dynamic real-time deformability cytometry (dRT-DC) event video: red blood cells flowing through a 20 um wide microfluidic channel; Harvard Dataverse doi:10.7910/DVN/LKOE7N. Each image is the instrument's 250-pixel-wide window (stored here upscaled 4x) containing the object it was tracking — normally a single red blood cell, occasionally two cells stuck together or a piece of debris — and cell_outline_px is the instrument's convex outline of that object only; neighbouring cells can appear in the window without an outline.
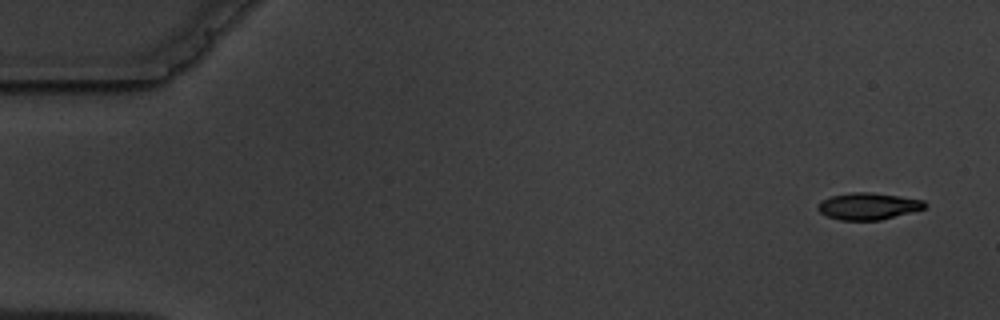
{"species": "common noctule bat (a hibernating species)", "species_latin": "Nyctalus noctula", "temperature_condition": "warm", "stored_images_in_passage": 4, "camera_frame_rate_fps": 3000, "um_per_image_px": 0.085, "animal": {"sex": "male", "body_mass_g": 19.5, "forearm_length_mm": 54.6}, "frame": {"image": 1, "passage_image": 1, "time_ms": 0.0, "image_size_px": [1000, 320], "cell_outline_px": [[928, 204], [924, 208], [912, 212], [880, 220], [840, 220], [828, 216], [820, 212], [816, 208], [820, 200], [832, 196], [852, 192], [868, 192], [924, 200]], "centroid_in_image_um": [73.78, 17.53], "position_along_channel_um": 11.2, "area_um2": 16.59}}